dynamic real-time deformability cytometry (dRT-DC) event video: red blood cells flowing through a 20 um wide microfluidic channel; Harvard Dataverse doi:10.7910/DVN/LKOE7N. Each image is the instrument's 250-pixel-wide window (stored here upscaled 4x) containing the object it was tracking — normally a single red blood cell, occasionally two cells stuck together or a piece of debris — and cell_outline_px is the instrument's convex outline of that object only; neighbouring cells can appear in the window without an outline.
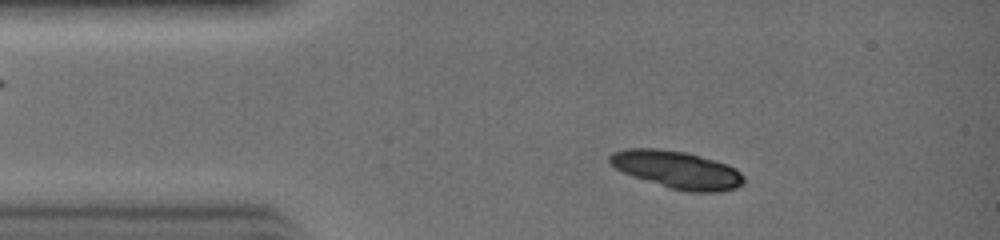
{"species": "common noctule bat (a hibernating species)", "species_latin": "Nyctalus noctula", "temperature_condition": "warm", "stored_images_in_passage": 29, "camera_frame_rate_fps": 3000, "um_per_image_px": 0.085, "animal": {"sex": "female", "body_mass_g": 19.0, "forearm_length_mm": 51.5}, "frame": {"image": 1, "passage_image": 5, "time_ms": 1.333, "image_size_px": [1000, 240], "cell_outline_px": [[744, 184], [736, 188], [720, 192], [688, 192], [668, 188], [632, 176], [616, 168], [608, 160], [608, 156], [612, 152], [624, 148], [656, 148], [688, 152], [728, 164], [736, 168], [744, 176]], "centroid_in_image_um": [57.57, 14.42], "position_along_channel_um": 27.4, "area_um2": 29.71}}